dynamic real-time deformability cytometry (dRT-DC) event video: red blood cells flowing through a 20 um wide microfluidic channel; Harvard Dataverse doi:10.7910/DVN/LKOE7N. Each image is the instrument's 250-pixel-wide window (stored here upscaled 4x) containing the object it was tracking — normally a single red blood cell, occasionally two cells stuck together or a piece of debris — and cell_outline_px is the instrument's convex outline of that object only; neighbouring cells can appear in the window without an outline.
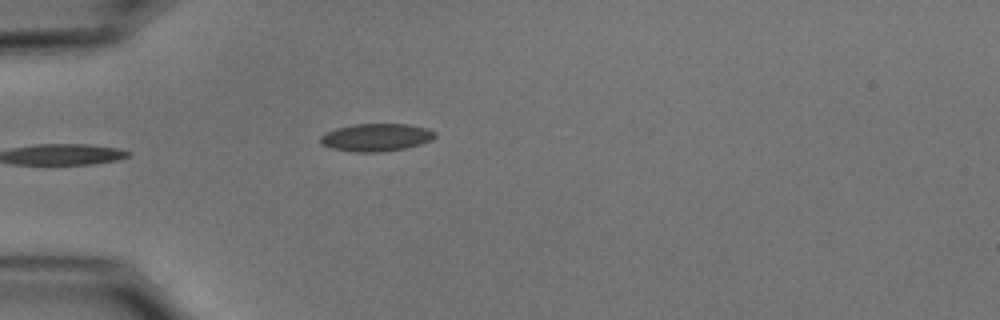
{"species": "common noctule bat (a hibernating species)", "species_latin": "Nyctalus noctula", "temperature_condition": "cold", "stored_images_in_passage": 27, "camera_frame_rate_fps": 3000, "um_per_image_px": 0.085, "animal": {"sex": "male", "body_mass_g": 15.6}, "frame": {"image": 1, "passage_image": 1, "time_ms": 0.0, "image_size_px": [1000, 320], "cell_outline_px": [[436, 136], [432, 140], [420, 144], [404, 148], [380, 152], [352, 152], [332, 148], [320, 144], [320, 136], [324, 132], [336, 128], [352, 124], [408, 124], [428, 128], [436, 132]], "centroid_in_image_um": [31.96, 11.67], "position_along_channel_um": 53.0, "area_um2": 18.67}}